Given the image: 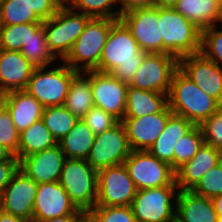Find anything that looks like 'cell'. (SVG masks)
I'll use <instances>...</instances> for the list:
<instances>
[{
	"label": "cell",
	"instance_id": "obj_1",
	"mask_svg": "<svg viewBox=\"0 0 222 222\" xmlns=\"http://www.w3.org/2000/svg\"><path fill=\"white\" fill-rule=\"evenodd\" d=\"M147 54L119 19L110 28L96 71L111 73L129 85Z\"/></svg>",
	"mask_w": 222,
	"mask_h": 222
},
{
	"label": "cell",
	"instance_id": "obj_2",
	"mask_svg": "<svg viewBox=\"0 0 222 222\" xmlns=\"http://www.w3.org/2000/svg\"><path fill=\"white\" fill-rule=\"evenodd\" d=\"M168 107L174 114L185 117L195 126H200L221 105L178 68L172 76Z\"/></svg>",
	"mask_w": 222,
	"mask_h": 222
},
{
	"label": "cell",
	"instance_id": "obj_3",
	"mask_svg": "<svg viewBox=\"0 0 222 222\" xmlns=\"http://www.w3.org/2000/svg\"><path fill=\"white\" fill-rule=\"evenodd\" d=\"M160 37L163 38V53L178 60L185 55L200 53L201 29L174 8L159 7Z\"/></svg>",
	"mask_w": 222,
	"mask_h": 222
},
{
	"label": "cell",
	"instance_id": "obj_4",
	"mask_svg": "<svg viewBox=\"0 0 222 222\" xmlns=\"http://www.w3.org/2000/svg\"><path fill=\"white\" fill-rule=\"evenodd\" d=\"M116 21V19L92 17L63 60L64 63L72 70L81 73L96 70L110 28ZM83 62V66H80Z\"/></svg>",
	"mask_w": 222,
	"mask_h": 222
},
{
	"label": "cell",
	"instance_id": "obj_5",
	"mask_svg": "<svg viewBox=\"0 0 222 222\" xmlns=\"http://www.w3.org/2000/svg\"><path fill=\"white\" fill-rule=\"evenodd\" d=\"M91 18L63 4L55 15L43 21L46 43L55 57L63 60L67 57Z\"/></svg>",
	"mask_w": 222,
	"mask_h": 222
},
{
	"label": "cell",
	"instance_id": "obj_6",
	"mask_svg": "<svg viewBox=\"0 0 222 222\" xmlns=\"http://www.w3.org/2000/svg\"><path fill=\"white\" fill-rule=\"evenodd\" d=\"M59 183L78 210L89 212L97 202V171L86 159L66 158Z\"/></svg>",
	"mask_w": 222,
	"mask_h": 222
},
{
	"label": "cell",
	"instance_id": "obj_7",
	"mask_svg": "<svg viewBox=\"0 0 222 222\" xmlns=\"http://www.w3.org/2000/svg\"><path fill=\"white\" fill-rule=\"evenodd\" d=\"M62 64L46 72V67L35 68L25 88L44 107L64 105L71 81L79 73Z\"/></svg>",
	"mask_w": 222,
	"mask_h": 222
},
{
	"label": "cell",
	"instance_id": "obj_8",
	"mask_svg": "<svg viewBox=\"0 0 222 222\" xmlns=\"http://www.w3.org/2000/svg\"><path fill=\"white\" fill-rule=\"evenodd\" d=\"M124 165L137 190L176 185L172 167L147 150H132Z\"/></svg>",
	"mask_w": 222,
	"mask_h": 222
},
{
	"label": "cell",
	"instance_id": "obj_9",
	"mask_svg": "<svg viewBox=\"0 0 222 222\" xmlns=\"http://www.w3.org/2000/svg\"><path fill=\"white\" fill-rule=\"evenodd\" d=\"M131 151L125 125L119 121L112 128L95 136L86 161L94 170L98 171L124 164Z\"/></svg>",
	"mask_w": 222,
	"mask_h": 222
},
{
	"label": "cell",
	"instance_id": "obj_10",
	"mask_svg": "<svg viewBox=\"0 0 222 222\" xmlns=\"http://www.w3.org/2000/svg\"><path fill=\"white\" fill-rule=\"evenodd\" d=\"M177 190V185L137 190L131 204L136 221L174 222L176 211L171 207V199L176 201Z\"/></svg>",
	"mask_w": 222,
	"mask_h": 222
},
{
	"label": "cell",
	"instance_id": "obj_11",
	"mask_svg": "<svg viewBox=\"0 0 222 222\" xmlns=\"http://www.w3.org/2000/svg\"><path fill=\"white\" fill-rule=\"evenodd\" d=\"M179 60L166 53H148L128 86L168 94Z\"/></svg>",
	"mask_w": 222,
	"mask_h": 222
},
{
	"label": "cell",
	"instance_id": "obj_12",
	"mask_svg": "<svg viewBox=\"0 0 222 222\" xmlns=\"http://www.w3.org/2000/svg\"><path fill=\"white\" fill-rule=\"evenodd\" d=\"M96 206H131L137 189L124 164L97 171Z\"/></svg>",
	"mask_w": 222,
	"mask_h": 222
},
{
	"label": "cell",
	"instance_id": "obj_13",
	"mask_svg": "<svg viewBox=\"0 0 222 222\" xmlns=\"http://www.w3.org/2000/svg\"><path fill=\"white\" fill-rule=\"evenodd\" d=\"M83 73L91 80L94 106L122 121L126 112L128 84L121 82L111 73L96 70Z\"/></svg>",
	"mask_w": 222,
	"mask_h": 222
},
{
	"label": "cell",
	"instance_id": "obj_14",
	"mask_svg": "<svg viewBox=\"0 0 222 222\" xmlns=\"http://www.w3.org/2000/svg\"><path fill=\"white\" fill-rule=\"evenodd\" d=\"M130 30L140 49L147 53H163V38L160 37L159 7L140 8L120 16Z\"/></svg>",
	"mask_w": 222,
	"mask_h": 222
},
{
	"label": "cell",
	"instance_id": "obj_15",
	"mask_svg": "<svg viewBox=\"0 0 222 222\" xmlns=\"http://www.w3.org/2000/svg\"><path fill=\"white\" fill-rule=\"evenodd\" d=\"M38 184L21 169L13 175L0 198V210L32 222Z\"/></svg>",
	"mask_w": 222,
	"mask_h": 222
},
{
	"label": "cell",
	"instance_id": "obj_16",
	"mask_svg": "<svg viewBox=\"0 0 222 222\" xmlns=\"http://www.w3.org/2000/svg\"><path fill=\"white\" fill-rule=\"evenodd\" d=\"M83 213L71 202L59 181L38 184L32 222H45L59 216Z\"/></svg>",
	"mask_w": 222,
	"mask_h": 222
},
{
	"label": "cell",
	"instance_id": "obj_17",
	"mask_svg": "<svg viewBox=\"0 0 222 222\" xmlns=\"http://www.w3.org/2000/svg\"><path fill=\"white\" fill-rule=\"evenodd\" d=\"M179 69L222 106V68L201 53L179 59Z\"/></svg>",
	"mask_w": 222,
	"mask_h": 222
},
{
	"label": "cell",
	"instance_id": "obj_18",
	"mask_svg": "<svg viewBox=\"0 0 222 222\" xmlns=\"http://www.w3.org/2000/svg\"><path fill=\"white\" fill-rule=\"evenodd\" d=\"M65 160L66 156L56 144L52 148L23 157L19 161V169L37 184L52 183L59 181Z\"/></svg>",
	"mask_w": 222,
	"mask_h": 222
},
{
	"label": "cell",
	"instance_id": "obj_19",
	"mask_svg": "<svg viewBox=\"0 0 222 222\" xmlns=\"http://www.w3.org/2000/svg\"><path fill=\"white\" fill-rule=\"evenodd\" d=\"M173 112L167 107L163 112L138 118H124L128 142L131 150H147L163 132L169 116Z\"/></svg>",
	"mask_w": 222,
	"mask_h": 222
},
{
	"label": "cell",
	"instance_id": "obj_20",
	"mask_svg": "<svg viewBox=\"0 0 222 222\" xmlns=\"http://www.w3.org/2000/svg\"><path fill=\"white\" fill-rule=\"evenodd\" d=\"M222 161V150L203 143L192 159L175 171V182L179 189L191 190L210 169Z\"/></svg>",
	"mask_w": 222,
	"mask_h": 222
},
{
	"label": "cell",
	"instance_id": "obj_21",
	"mask_svg": "<svg viewBox=\"0 0 222 222\" xmlns=\"http://www.w3.org/2000/svg\"><path fill=\"white\" fill-rule=\"evenodd\" d=\"M34 69L20 52L0 49V91L25 90Z\"/></svg>",
	"mask_w": 222,
	"mask_h": 222
},
{
	"label": "cell",
	"instance_id": "obj_22",
	"mask_svg": "<svg viewBox=\"0 0 222 222\" xmlns=\"http://www.w3.org/2000/svg\"><path fill=\"white\" fill-rule=\"evenodd\" d=\"M3 103L8 108L19 133L42 118L44 106L25 90L4 94Z\"/></svg>",
	"mask_w": 222,
	"mask_h": 222
},
{
	"label": "cell",
	"instance_id": "obj_23",
	"mask_svg": "<svg viewBox=\"0 0 222 222\" xmlns=\"http://www.w3.org/2000/svg\"><path fill=\"white\" fill-rule=\"evenodd\" d=\"M195 125L183 116L172 113L166 123L163 132L148 151L169 164L174 170V147L178 140L184 137Z\"/></svg>",
	"mask_w": 222,
	"mask_h": 222
},
{
	"label": "cell",
	"instance_id": "obj_24",
	"mask_svg": "<svg viewBox=\"0 0 222 222\" xmlns=\"http://www.w3.org/2000/svg\"><path fill=\"white\" fill-rule=\"evenodd\" d=\"M176 222H217V213L211 198L197 195L191 190L177 192Z\"/></svg>",
	"mask_w": 222,
	"mask_h": 222
},
{
	"label": "cell",
	"instance_id": "obj_25",
	"mask_svg": "<svg viewBox=\"0 0 222 222\" xmlns=\"http://www.w3.org/2000/svg\"><path fill=\"white\" fill-rule=\"evenodd\" d=\"M174 9L201 30L222 22L219 0H179Z\"/></svg>",
	"mask_w": 222,
	"mask_h": 222
},
{
	"label": "cell",
	"instance_id": "obj_26",
	"mask_svg": "<svg viewBox=\"0 0 222 222\" xmlns=\"http://www.w3.org/2000/svg\"><path fill=\"white\" fill-rule=\"evenodd\" d=\"M167 107L168 94L128 86L124 118H138L163 112Z\"/></svg>",
	"mask_w": 222,
	"mask_h": 222
},
{
	"label": "cell",
	"instance_id": "obj_27",
	"mask_svg": "<svg viewBox=\"0 0 222 222\" xmlns=\"http://www.w3.org/2000/svg\"><path fill=\"white\" fill-rule=\"evenodd\" d=\"M95 136L83 119H78L69 133L57 144L66 158L86 159L94 144Z\"/></svg>",
	"mask_w": 222,
	"mask_h": 222
},
{
	"label": "cell",
	"instance_id": "obj_28",
	"mask_svg": "<svg viewBox=\"0 0 222 222\" xmlns=\"http://www.w3.org/2000/svg\"><path fill=\"white\" fill-rule=\"evenodd\" d=\"M79 72L71 81L64 106L78 119L94 107L91 80Z\"/></svg>",
	"mask_w": 222,
	"mask_h": 222
},
{
	"label": "cell",
	"instance_id": "obj_29",
	"mask_svg": "<svg viewBox=\"0 0 222 222\" xmlns=\"http://www.w3.org/2000/svg\"><path fill=\"white\" fill-rule=\"evenodd\" d=\"M57 144L42 119L19 133V161L26 156L52 148Z\"/></svg>",
	"mask_w": 222,
	"mask_h": 222
},
{
	"label": "cell",
	"instance_id": "obj_30",
	"mask_svg": "<svg viewBox=\"0 0 222 222\" xmlns=\"http://www.w3.org/2000/svg\"><path fill=\"white\" fill-rule=\"evenodd\" d=\"M41 119L56 142L66 136L78 121L64 105L44 107Z\"/></svg>",
	"mask_w": 222,
	"mask_h": 222
},
{
	"label": "cell",
	"instance_id": "obj_31",
	"mask_svg": "<svg viewBox=\"0 0 222 222\" xmlns=\"http://www.w3.org/2000/svg\"><path fill=\"white\" fill-rule=\"evenodd\" d=\"M43 23L0 25V49L18 51L26 44Z\"/></svg>",
	"mask_w": 222,
	"mask_h": 222
},
{
	"label": "cell",
	"instance_id": "obj_32",
	"mask_svg": "<svg viewBox=\"0 0 222 222\" xmlns=\"http://www.w3.org/2000/svg\"><path fill=\"white\" fill-rule=\"evenodd\" d=\"M20 53L35 67H47L57 57L49 50L43 25L23 44Z\"/></svg>",
	"mask_w": 222,
	"mask_h": 222
},
{
	"label": "cell",
	"instance_id": "obj_33",
	"mask_svg": "<svg viewBox=\"0 0 222 222\" xmlns=\"http://www.w3.org/2000/svg\"><path fill=\"white\" fill-rule=\"evenodd\" d=\"M43 23L23 0H3L0 5V25Z\"/></svg>",
	"mask_w": 222,
	"mask_h": 222
},
{
	"label": "cell",
	"instance_id": "obj_34",
	"mask_svg": "<svg viewBox=\"0 0 222 222\" xmlns=\"http://www.w3.org/2000/svg\"><path fill=\"white\" fill-rule=\"evenodd\" d=\"M204 143L200 126H194L174 147V171L190 161Z\"/></svg>",
	"mask_w": 222,
	"mask_h": 222
},
{
	"label": "cell",
	"instance_id": "obj_35",
	"mask_svg": "<svg viewBox=\"0 0 222 222\" xmlns=\"http://www.w3.org/2000/svg\"><path fill=\"white\" fill-rule=\"evenodd\" d=\"M115 2L118 0H64V4L74 11L78 9L91 17L119 20V12L111 11Z\"/></svg>",
	"mask_w": 222,
	"mask_h": 222
},
{
	"label": "cell",
	"instance_id": "obj_36",
	"mask_svg": "<svg viewBox=\"0 0 222 222\" xmlns=\"http://www.w3.org/2000/svg\"><path fill=\"white\" fill-rule=\"evenodd\" d=\"M216 26L201 30L200 53L220 66L219 62H222V31L217 30ZM220 67L222 68V63Z\"/></svg>",
	"mask_w": 222,
	"mask_h": 222
},
{
	"label": "cell",
	"instance_id": "obj_37",
	"mask_svg": "<svg viewBox=\"0 0 222 222\" xmlns=\"http://www.w3.org/2000/svg\"><path fill=\"white\" fill-rule=\"evenodd\" d=\"M0 144L18 158L19 132L3 102L0 104Z\"/></svg>",
	"mask_w": 222,
	"mask_h": 222
},
{
	"label": "cell",
	"instance_id": "obj_38",
	"mask_svg": "<svg viewBox=\"0 0 222 222\" xmlns=\"http://www.w3.org/2000/svg\"><path fill=\"white\" fill-rule=\"evenodd\" d=\"M197 195L213 198L222 194V161L206 172L191 189Z\"/></svg>",
	"mask_w": 222,
	"mask_h": 222
},
{
	"label": "cell",
	"instance_id": "obj_39",
	"mask_svg": "<svg viewBox=\"0 0 222 222\" xmlns=\"http://www.w3.org/2000/svg\"><path fill=\"white\" fill-rule=\"evenodd\" d=\"M89 213L96 222H137L131 206H95Z\"/></svg>",
	"mask_w": 222,
	"mask_h": 222
},
{
	"label": "cell",
	"instance_id": "obj_40",
	"mask_svg": "<svg viewBox=\"0 0 222 222\" xmlns=\"http://www.w3.org/2000/svg\"><path fill=\"white\" fill-rule=\"evenodd\" d=\"M82 119L95 135L102 134L119 122L112 114L95 106L92 107Z\"/></svg>",
	"mask_w": 222,
	"mask_h": 222
},
{
	"label": "cell",
	"instance_id": "obj_41",
	"mask_svg": "<svg viewBox=\"0 0 222 222\" xmlns=\"http://www.w3.org/2000/svg\"><path fill=\"white\" fill-rule=\"evenodd\" d=\"M200 128L203 133L204 143L222 150V106Z\"/></svg>",
	"mask_w": 222,
	"mask_h": 222
},
{
	"label": "cell",
	"instance_id": "obj_42",
	"mask_svg": "<svg viewBox=\"0 0 222 222\" xmlns=\"http://www.w3.org/2000/svg\"><path fill=\"white\" fill-rule=\"evenodd\" d=\"M42 20H48L64 4V0H23Z\"/></svg>",
	"mask_w": 222,
	"mask_h": 222
},
{
	"label": "cell",
	"instance_id": "obj_43",
	"mask_svg": "<svg viewBox=\"0 0 222 222\" xmlns=\"http://www.w3.org/2000/svg\"><path fill=\"white\" fill-rule=\"evenodd\" d=\"M19 169V159L15 156L12 160L0 161V198L3 190L9 184L13 175Z\"/></svg>",
	"mask_w": 222,
	"mask_h": 222
},
{
	"label": "cell",
	"instance_id": "obj_44",
	"mask_svg": "<svg viewBox=\"0 0 222 222\" xmlns=\"http://www.w3.org/2000/svg\"><path fill=\"white\" fill-rule=\"evenodd\" d=\"M122 4L119 9L120 16L135 9L155 7V0H118Z\"/></svg>",
	"mask_w": 222,
	"mask_h": 222
},
{
	"label": "cell",
	"instance_id": "obj_45",
	"mask_svg": "<svg viewBox=\"0 0 222 222\" xmlns=\"http://www.w3.org/2000/svg\"><path fill=\"white\" fill-rule=\"evenodd\" d=\"M81 215L82 214H70L65 216H59L53 219H49L45 222H76Z\"/></svg>",
	"mask_w": 222,
	"mask_h": 222
},
{
	"label": "cell",
	"instance_id": "obj_46",
	"mask_svg": "<svg viewBox=\"0 0 222 222\" xmlns=\"http://www.w3.org/2000/svg\"><path fill=\"white\" fill-rule=\"evenodd\" d=\"M0 222H29L23 218L7 214L0 210Z\"/></svg>",
	"mask_w": 222,
	"mask_h": 222
},
{
	"label": "cell",
	"instance_id": "obj_47",
	"mask_svg": "<svg viewBox=\"0 0 222 222\" xmlns=\"http://www.w3.org/2000/svg\"><path fill=\"white\" fill-rule=\"evenodd\" d=\"M179 0H155L156 7L174 8Z\"/></svg>",
	"mask_w": 222,
	"mask_h": 222
},
{
	"label": "cell",
	"instance_id": "obj_48",
	"mask_svg": "<svg viewBox=\"0 0 222 222\" xmlns=\"http://www.w3.org/2000/svg\"><path fill=\"white\" fill-rule=\"evenodd\" d=\"M15 156L0 144V161L12 160Z\"/></svg>",
	"mask_w": 222,
	"mask_h": 222
},
{
	"label": "cell",
	"instance_id": "obj_49",
	"mask_svg": "<svg viewBox=\"0 0 222 222\" xmlns=\"http://www.w3.org/2000/svg\"><path fill=\"white\" fill-rule=\"evenodd\" d=\"M217 215H222V194L212 198Z\"/></svg>",
	"mask_w": 222,
	"mask_h": 222
},
{
	"label": "cell",
	"instance_id": "obj_50",
	"mask_svg": "<svg viewBox=\"0 0 222 222\" xmlns=\"http://www.w3.org/2000/svg\"><path fill=\"white\" fill-rule=\"evenodd\" d=\"M76 222H96L94 217L89 212H84Z\"/></svg>",
	"mask_w": 222,
	"mask_h": 222
},
{
	"label": "cell",
	"instance_id": "obj_51",
	"mask_svg": "<svg viewBox=\"0 0 222 222\" xmlns=\"http://www.w3.org/2000/svg\"><path fill=\"white\" fill-rule=\"evenodd\" d=\"M217 222H222V215H217Z\"/></svg>",
	"mask_w": 222,
	"mask_h": 222
},
{
	"label": "cell",
	"instance_id": "obj_52",
	"mask_svg": "<svg viewBox=\"0 0 222 222\" xmlns=\"http://www.w3.org/2000/svg\"><path fill=\"white\" fill-rule=\"evenodd\" d=\"M3 93L0 91V104L3 102Z\"/></svg>",
	"mask_w": 222,
	"mask_h": 222
}]
</instances>
